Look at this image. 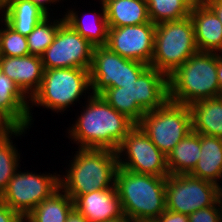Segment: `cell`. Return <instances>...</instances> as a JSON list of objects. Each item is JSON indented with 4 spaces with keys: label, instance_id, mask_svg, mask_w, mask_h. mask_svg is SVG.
Instances as JSON below:
<instances>
[{
    "label": "cell",
    "instance_id": "obj_1",
    "mask_svg": "<svg viewBox=\"0 0 222 222\" xmlns=\"http://www.w3.org/2000/svg\"><path fill=\"white\" fill-rule=\"evenodd\" d=\"M84 112L78 116L68 133L79 148L116 151L135 124L112 108L99 94L88 96Z\"/></svg>",
    "mask_w": 222,
    "mask_h": 222
},
{
    "label": "cell",
    "instance_id": "obj_2",
    "mask_svg": "<svg viewBox=\"0 0 222 222\" xmlns=\"http://www.w3.org/2000/svg\"><path fill=\"white\" fill-rule=\"evenodd\" d=\"M66 175L59 176L60 188L75 201L80 195L111 188L118 169L116 151L79 148Z\"/></svg>",
    "mask_w": 222,
    "mask_h": 222
},
{
    "label": "cell",
    "instance_id": "obj_3",
    "mask_svg": "<svg viewBox=\"0 0 222 222\" xmlns=\"http://www.w3.org/2000/svg\"><path fill=\"white\" fill-rule=\"evenodd\" d=\"M218 53L197 52L168 76L169 100L190 106L222 96L217 78Z\"/></svg>",
    "mask_w": 222,
    "mask_h": 222
},
{
    "label": "cell",
    "instance_id": "obj_4",
    "mask_svg": "<svg viewBox=\"0 0 222 222\" xmlns=\"http://www.w3.org/2000/svg\"><path fill=\"white\" fill-rule=\"evenodd\" d=\"M115 186L123 213L131 220H155L166 210V177L118 167Z\"/></svg>",
    "mask_w": 222,
    "mask_h": 222
},
{
    "label": "cell",
    "instance_id": "obj_5",
    "mask_svg": "<svg viewBox=\"0 0 222 222\" xmlns=\"http://www.w3.org/2000/svg\"><path fill=\"white\" fill-rule=\"evenodd\" d=\"M197 52L190 16L156 25L151 67L169 76Z\"/></svg>",
    "mask_w": 222,
    "mask_h": 222
},
{
    "label": "cell",
    "instance_id": "obj_6",
    "mask_svg": "<svg viewBox=\"0 0 222 222\" xmlns=\"http://www.w3.org/2000/svg\"><path fill=\"white\" fill-rule=\"evenodd\" d=\"M90 69L54 68L44 70L39 89L29 99L31 105L63 112L86 91H90Z\"/></svg>",
    "mask_w": 222,
    "mask_h": 222
},
{
    "label": "cell",
    "instance_id": "obj_7",
    "mask_svg": "<svg viewBox=\"0 0 222 222\" xmlns=\"http://www.w3.org/2000/svg\"><path fill=\"white\" fill-rule=\"evenodd\" d=\"M137 125L167 157L192 131L191 110L168 100L162 107L146 112Z\"/></svg>",
    "mask_w": 222,
    "mask_h": 222
},
{
    "label": "cell",
    "instance_id": "obj_8",
    "mask_svg": "<svg viewBox=\"0 0 222 222\" xmlns=\"http://www.w3.org/2000/svg\"><path fill=\"white\" fill-rule=\"evenodd\" d=\"M54 174L40 175L16 171L0 200L22 217H26L38 204L60 188V174Z\"/></svg>",
    "mask_w": 222,
    "mask_h": 222
},
{
    "label": "cell",
    "instance_id": "obj_9",
    "mask_svg": "<svg viewBox=\"0 0 222 222\" xmlns=\"http://www.w3.org/2000/svg\"><path fill=\"white\" fill-rule=\"evenodd\" d=\"M149 65L126 59L106 46L93 48L90 67V94H101L107 88L135 82Z\"/></svg>",
    "mask_w": 222,
    "mask_h": 222
},
{
    "label": "cell",
    "instance_id": "obj_10",
    "mask_svg": "<svg viewBox=\"0 0 222 222\" xmlns=\"http://www.w3.org/2000/svg\"><path fill=\"white\" fill-rule=\"evenodd\" d=\"M124 153L126 155L125 159L121 157ZM116 154L118 167L120 168L159 177H167L169 175L167 157L138 125H135L127 133L119 144Z\"/></svg>",
    "mask_w": 222,
    "mask_h": 222
},
{
    "label": "cell",
    "instance_id": "obj_11",
    "mask_svg": "<svg viewBox=\"0 0 222 222\" xmlns=\"http://www.w3.org/2000/svg\"><path fill=\"white\" fill-rule=\"evenodd\" d=\"M217 184L190 174L166 177V209L191 214L199 209L213 206L219 200Z\"/></svg>",
    "mask_w": 222,
    "mask_h": 222
},
{
    "label": "cell",
    "instance_id": "obj_12",
    "mask_svg": "<svg viewBox=\"0 0 222 222\" xmlns=\"http://www.w3.org/2000/svg\"><path fill=\"white\" fill-rule=\"evenodd\" d=\"M94 46L65 21L53 43L41 55L44 70L54 68L90 69Z\"/></svg>",
    "mask_w": 222,
    "mask_h": 222
},
{
    "label": "cell",
    "instance_id": "obj_13",
    "mask_svg": "<svg viewBox=\"0 0 222 222\" xmlns=\"http://www.w3.org/2000/svg\"><path fill=\"white\" fill-rule=\"evenodd\" d=\"M129 95L130 120L137 125L146 112L162 107L169 100L168 76L148 66L135 82L121 85Z\"/></svg>",
    "mask_w": 222,
    "mask_h": 222
},
{
    "label": "cell",
    "instance_id": "obj_14",
    "mask_svg": "<svg viewBox=\"0 0 222 222\" xmlns=\"http://www.w3.org/2000/svg\"><path fill=\"white\" fill-rule=\"evenodd\" d=\"M156 25L152 22L122 27H108L107 43L118 55L150 66L154 52Z\"/></svg>",
    "mask_w": 222,
    "mask_h": 222
},
{
    "label": "cell",
    "instance_id": "obj_15",
    "mask_svg": "<svg viewBox=\"0 0 222 222\" xmlns=\"http://www.w3.org/2000/svg\"><path fill=\"white\" fill-rule=\"evenodd\" d=\"M27 98L15 82L0 70V121L7 128H29L32 125Z\"/></svg>",
    "mask_w": 222,
    "mask_h": 222
},
{
    "label": "cell",
    "instance_id": "obj_16",
    "mask_svg": "<svg viewBox=\"0 0 222 222\" xmlns=\"http://www.w3.org/2000/svg\"><path fill=\"white\" fill-rule=\"evenodd\" d=\"M0 70L15 82L28 99L39 89L44 75L41 56L32 54L22 57L0 56Z\"/></svg>",
    "mask_w": 222,
    "mask_h": 222
},
{
    "label": "cell",
    "instance_id": "obj_17",
    "mask_svg": "<svg viewBox=\"0 0 222 222\" xmlns=\"http://www.w3.org/2000/svg\"><path fill=\"white\" fill-rule=\"evenodd\" d=\"M190 17L198 51L222 52V23L214 11L203 0H197L191 8Z\"/></svg>",
    "mask_w": 222,
    "mask_h": 222
},
{
    "label": "cell",
    "instance_id": "obj_18",
    "mask_svg": "<svg viewBox=\"0 0 222 222\" xmlns=\"http://www.w3.org/2000/svg\"><path fill=\"white\" fill-rule=\"evenodd\" d=\"M74 207L89 222H104L124 214L115 185L80 195L74 201Z\"/></svg>",
    "mask_w": 222,
    "mask_h": 222
},
{
    "label": "cell",
    "instance_id": "obj_19",
    "mask_svg": "<svg viewBox=\"0 0 222 222\" xmlns=\"http://www.w3.org/2000/svg\"><path fill=\"white\" fill-rule=\"evenodd\" d=\"M2 19L15 31L27 37L48 15L30 0H1Z\"/></svg>",
    "mask_w": 222,
    "mask_h": 222
},
{
    "label": "cell",
    "instance_id": "obj_20",
    "mask_svg": "<svg viewBox=\"0 0 222 222\" xmlns=\"http://www.w3.org/2000/svg\"><path fill=\"white\" fill-rule=\"evenodd\" d=\"M201 158L191 176L219 185L222 178V138L200 134Z\"/></svg>",
    "mask_w": 222,
    "mask_h": 222
},
{
    "label": "cell",
    "instance_id": "obj_21",
    "mask_svg": "<svg viewBox=\"0 0 222 222\" xmlns=\"http://www.w3.org/2000/svg\"><path fill=\"white\" fill-rule=\"evenodd\" d=\"M189 107L194 132L222 138V96L196 101Z\"/></svg>",
    "mask_w": 222,
    "mask_h": 222
},
{
    "label": "cell",
    "instance_id": "obj_22",
    "mask_svg": "<svg viewBox=\"0 0 222 222\" xmlns=\"http://www.w3.org/2000/svg\"><path fill=\"white\" fill-rule=\"evenodd\" d=\"M104 5L108 27L151 22L145 0H108Z\"/></svg>",
    "mask_w": 222,
    "mask_h": 222
},
{
    "label": "cell",
    "instance_id": "obj_23",
    "mask_svg": "<svg viewBox=\"0 0 222 222\" xmlns=\"http://www.w3.org/2000/svg\"><path fill=\"white\" fill-rule=\"evenodd\" d=\"M200 133L193 130L167 156L169 175L190 174L201 158Z\"/></svg>",
    "mask_w": 222,
    "mask_h": 222
},
{
    "label": "cell",
    "instance_id": "obj_24",
    "mask_svg": "<svg viewBox=\"0 0 222 222\" xmlns=\"http://www.w3.org/2000/svg\"><path fill=\"white\" fill-rule=\"evenodd\" d=\"M74 208V201L59 188L49 198L38 204L26 218L30 222H66Z\"/></svg>",
    "mask_w": 222,
    "mask_h": 222
},
{
    "label": "cell",
    "instance_id": "obj_25",
    "mask_svg": "<svg viewBox=\"0 0 222 222\" xmlns=\"http://www.w3.org/2000/svg\"><path fill=\"white\" fill-rule=\"evenodd\" d=\"M102 4V13L95 14L92 17L93 23H87V19L78 17V12L75 10H68L64 16L65 22L76 30L83 38L88 40L94 47L106 46L108 35V24L105 15V5ZM97 16V17H96ZM86 17V16H85ZM84 19V20H83ZM91 21V20H90Z\"/></svg>",
    "mask_w": 222,
    "mask_h": 222
},
{
    "label": "cell",
    "instance_id": "obj_26",
    "mask_svg": "<svg viewBox=\"0 0 222 222\" xmlns=\"http://www.w3.org/2000/svg\"><path fill=\"white\" fill-rule=\"evenodd\" d=\"M27 128H7L0 135V196L19 167L20 154L13 145L11 135L20 136Z\"/></svg>",
    "mask_w": 222,
    "mask_h": 222
},
{
    "label": "cell",
    "instance_id": "obj_27",
    "mask_svg": "<svg viewBox=\"0 0 222 222\" xmlns=\"http://www.w3.org/2000/svg\"><path fill=\"white\" fill-rule=\"evenodd\" d=\"M149 18L155 25L190 16L197 0H145Z\"/></svg>",
    "mask_w": 222,
    "mask_h": 222
},
{
    "label": "cell",
    "instance_id": "obj_28",
    "mask_svg": "<svg viewBox=\"0 0 222 222\" xmlns=\"http://www.w3.org/2000/svg\"><path fill=\"white\" fill-rule=\"evenodd\" d=\"M49 19L48 15L39 22L34 30L26 37L30 54L41 56L53 43L59 26L65 21L64 17L59 20H53V22Z\"/></svg>",
    "mask_w": 222,
    "mask_h": 222
},
{
    "label": "cell",
    "instance_id": "obj_29",
    "mask_svg": "<svg viewBox=\"0 0 222 222\" xmlns=\"http://www.w3.org/2000/svg\"><path fill=\"white\" fill-rule=\"evenodd\" d=\"M5 26L0 29V56L22 57L30 54L27 38L12 29L3 19Z\"/></svg>",
    "mask_w": 222,
    "mask_h": 222
},
{
    "label": "cell",
    "instance_id": "obj_30",
    "mask_svg": "<svg viewBox=\"0 0 222 222\" xmlns=\"http://www.w3.org/2000/svg\"><path fill=\"white\" fill-rule=\"evenodd\" d=\"M100 95L112 108L130 119L129 95L126 91H119V87L107 88Z\"/></svg>",
    "mask_w": 222,
    "mask_h": 222
},
{
    "label": "cell",
    "instance_id": "obj_31",
    "mask_svg": "<svg viewBox=\"0 0 222 222\" xmlns=\"http://www.w3.org/2000/svg\"><path fill=\"white\" fill-rule=\"evenodd\" d=\"M188 219L189 222H222V202L219 199L213 206L196 210Z\"/></svg>",
    "mask_w": 222,
    "mask_h": 222
},
{
    "label": "cell",
    "instance_id": "obj_32",
    "mask_svg": "<svg viewBox=\"0 0 222 222\" xmlns=\"http://www.w3.org/2000/svg\"><path fill=\"white\" fill-rule=\"evenodd\" d=\"M22 216L0 200V222H21Z\"/></svg>",
    "mask_w": 222,
    "mask_h": 222
},
{
    "label": "cell",
    "instance_id": "obj_33",
    "mask_svg": "<svg viewBox=\"0 0 222 222\" xmlns=\"http://www.w3.org/2000/svg\"><path fill=\"white\" fill-rule=\"evenodd\" d=\"M155 222H189L188 215L166 209Z\"/></svg>",
    "mask_w": 222,
    "mask_h": 222
},
{
    "label": "cell",
    "instance_id": "obj_34",
    "mask_svg": "<svg viewBox=\"0 0 222 222\" xmlns=\"http://www.w3.org/2000/svg\"><path fill=\"white\" fill-rule=\"evenodd\" d=\"M217 15L222 23V0H203Z\"/></svg>",
    "mask_w": 222,
    "mask_h": 222
},
{
    "label": "cell",
    "instance_id": "obj_35",
    "mask_svg": "<svg viewBox=\"0 0 222 222\" xmlns=\"http://www.w3.org/2000/svg\"><path fill=\"white\" fill-rule=\"evenodd\" d=\"M66 222H89V220L74 207L68 214Z\"/></svg>",
    "mask_w": 222,
    "mask_h": 222
},
{
    "label": "cell",
    "instance_id": "obj_36",
    "mask_svg": "<svg viewBox=\"0 0 222 222\" xmlns=\"http://www.w3.org/2000/svg\"><path fill=\"white\" fill-rule=\"evenodd\" d=\"M33 2L35 5H37L40 9H42L47 15L50 13L48 12L49 8L46 6L47 4H53L54 2H59V0H30Z\"/></svg>",
    "mask_w": 222,
    "mask_h": 222
},
{
    "label": "cell",
    "instance_id": "obj_37",
    "mask_svg": "<svg viewBox=\"0 0 222 222\" xmlns=\"http://www.w3.org/2000/svg\"><path fill=\"white\" fill-rule=\"evenodd\" d=\"M217 78H218L220 85L222 86V53H221V55H220V53L218 54Z\"/></svg>",
    "mask_w": 222,
    "mask_h": 222
},
{
    "label": "cell",
    "instance_id": "obj_38",
    "mask_svg": "<svg viewBox=\"0 0 222 222\" xmlns=\"http://www.w3.org/2000/svg\"><path fill=\"white\" fill-rule=\"evenodd\" d=\"M104 222H133V220L129 219L125 214H123L122 216L106 220Z\"/></svg>",
    "mask_w": 222,
    "mask_h": 222
},
{
    "label": "cell",
    "instance_id": "obj_39",
    "mask_svg": "<svg viewBox=\"0 0 222 222\" xmlns=\"http://www.w3.org/2000/svg\"><path fill=\"white\" fill-rule=\"evenodd\" d=\"M7 129V127L0 121V135Z\"/></svg>",
    "mask_w": 222,
    "mask_h": 222
},
{
    "label": "cell",
    "instance_id": "obj_40",
    "mask_svg": "<svg viewBox=\"0 0 222 222\" xmlns=\"http://www.w3.org/2000/svg\"><path fill=\"white\" fill-rule=\"evenodd\" d=\"M219 199L222 202V187H219Z\"/></svg>",
    "mask_w": 222,
    "mask_h": 222
},
{
    "label": "cell",
    "instance_id": "obj_41",
    "mask_svg": "<svg viewBox=\"0 0 222 222\" xmlns=\"http://www.w3.org/2000/svg\"><path fill=\"white\" fill-rule=\"evenodd\" d=\"M133 222H155L154 220H133Z\"/></svg>",
    "mask_w": 222,
    "mask_h": 222
},
{
    "label": "cell",
    "instance_id": "obj_42",
    "mask_svg": "<svg viewBox=\"0 0 222 222\" xmlns=\"http://www.w3.org/2000/svg\"><path fill=\"white\" fill-rule=\"evenodd\" d=\"M25 220H26V222H30L26 217H23L21 222H25Z\"/></svg>",
    "mask_w": 222,
    "mask_h": 222
},
{
    "label": "cell",
    "instance_id": "obj_43",
    "mask_svg": "<svg viewBox=\"0 0 222 222\" xmlns=\"http://www.w3.org/2000/svg\"><path fill=\"white\" fill-rule=\"evenodd\" d=\"M107 1H108V0H101V2H102L103 4H105Z\"/></svg>",
    "mask_w": 222,
    "mask_h": 222
}]
</instances>
